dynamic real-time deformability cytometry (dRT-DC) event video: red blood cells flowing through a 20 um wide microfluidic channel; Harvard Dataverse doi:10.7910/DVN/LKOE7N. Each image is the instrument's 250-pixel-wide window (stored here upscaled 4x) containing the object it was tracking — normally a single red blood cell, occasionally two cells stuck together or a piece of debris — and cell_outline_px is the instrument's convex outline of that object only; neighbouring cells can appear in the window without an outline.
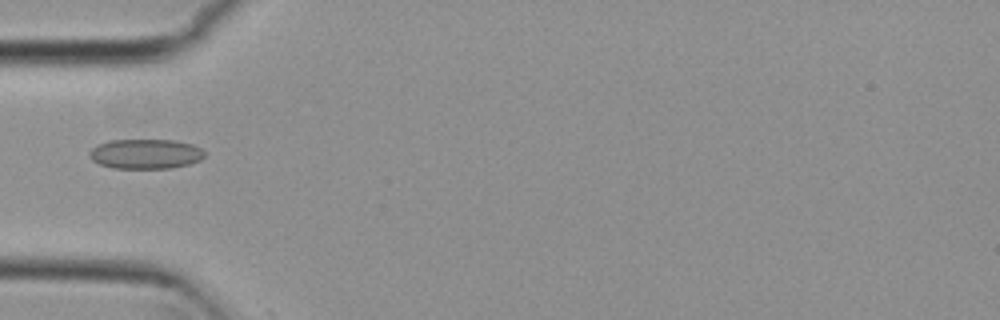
{"species": "common noctule bat (a hibernating species)", "species_latin": "Nyctalus noctula", "temperature_condition": "cold", "stored_images_in_passage": 5, "camera_frame_rate_fps": 3000, "um_per_image_px": 0.085, "animal": {"sex": "female", "body_mass_g": 29.2, "forearm_length_mm": 56.3}, "frame": {"image": 1, "passage_image": 5, "time_ms": 1.333, "image_size_px": [1000, 320], "cell_outline_px": [[204, 156], [200, 160], [188, 164], [172, 168], [112, 168], [100, 164], [92, 160], [88, 156], [88, 152], [92, 148], [108, 140], [176, 140], [192, 144], [200, 148], [204, 152]], "centroid_in_image_um": [12.35, 13.08], "position_along_channel_um": 72.6, "area_um2": 20.0}}